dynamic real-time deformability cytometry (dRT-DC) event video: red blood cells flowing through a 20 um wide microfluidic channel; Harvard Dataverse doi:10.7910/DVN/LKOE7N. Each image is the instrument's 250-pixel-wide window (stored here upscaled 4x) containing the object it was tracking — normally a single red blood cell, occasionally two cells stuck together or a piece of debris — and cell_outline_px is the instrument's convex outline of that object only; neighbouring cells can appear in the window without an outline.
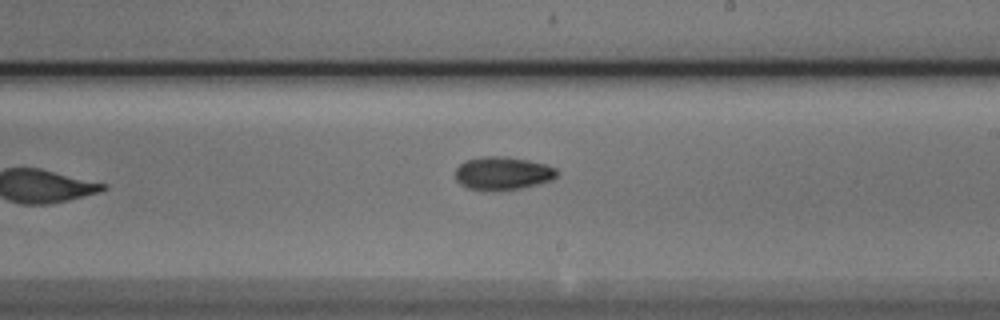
{"species": "Egyptian fruit bat (a non-hibernating species)", "species_latin": "Rousettus aegyptiacus", "temperature_condition": "cold", "stored_images_in_passage": 9, "camera_frame_rate_fps": 3000, "um_per_image_px": 0.085, "animal": {"sex": "male"}, "frame": {"image": 1, "passage_image": 8, "time_ms": 2.333, "image_size_px": [1000, 320], "cell_outline_px": [[560, 172], [552, 180], [520, 188], [468, 188], [460, 184], [456, 180], [456, 168], [460, 164], [468, 160], [484, 156], [508, 156], [528, 160], [544, 164], [556, 168]], "centroid_in_image_um": [42.76, 14.68], "position_along_channel_um": 246.2, "area_um2": 19.02}}
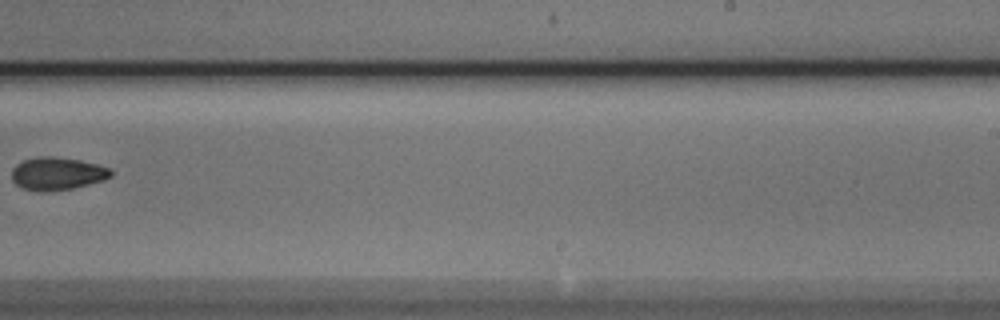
{"frame": {"image": 2, "passage_image": 9, "time_ms": 2.667, "image_size_px": [1000, 320], "cell_outline_px": [[112, 176], [104, 180], [72, 188], [48, 192], [40, 192], [24, 188], [16, 184], [12, 180], [12, 168], [16, 164], [24, 160], [40, 156], [48, 156], [80, 160], [96, 164], [108, 168], [112, 172]], "centroid_in_image_um": [4.84, 14.76], "position_along_channel_um": 284.2, "area_um2": 18.84}}